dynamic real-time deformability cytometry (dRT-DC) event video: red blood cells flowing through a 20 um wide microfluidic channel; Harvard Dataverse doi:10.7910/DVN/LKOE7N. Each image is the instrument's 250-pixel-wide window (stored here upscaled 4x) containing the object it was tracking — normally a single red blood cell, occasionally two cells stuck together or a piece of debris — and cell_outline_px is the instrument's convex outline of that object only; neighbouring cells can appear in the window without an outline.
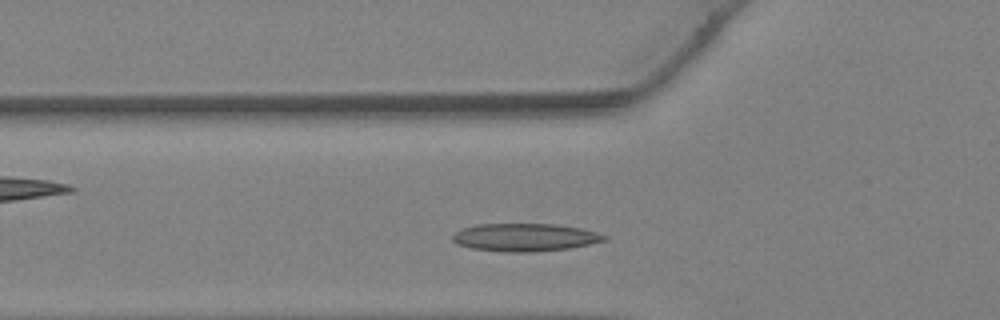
{"species": "Egyptian fruit bat (a non-hibernating species)", "species_latin": "Rousettus aegyptiacus", "temperature_condition": "warm", "stored_images_in_passage": 24, "camera_frame_rate_fps": 3000, "um_per_image_px": 0.085, "animal": {"sex": "female"}, "frame": {"image": 1, "passage_image": 2, "time_ms": 0.333, "image_size_px": [1000, 320], "cell_outline_px": [[608, 240], [568, 248], [532, 252], [504, 252], [472, 248], [456, 244], [452, 240], [452, 236], [456, 232], [464, 228], [476, 224], [556, 224], [580, 228], [596, 232], [608, 236]], "centroid_in_image_um": [44.61, 20.17], "position_along_channel_um": 81.2, "area_um2": 24.57}}
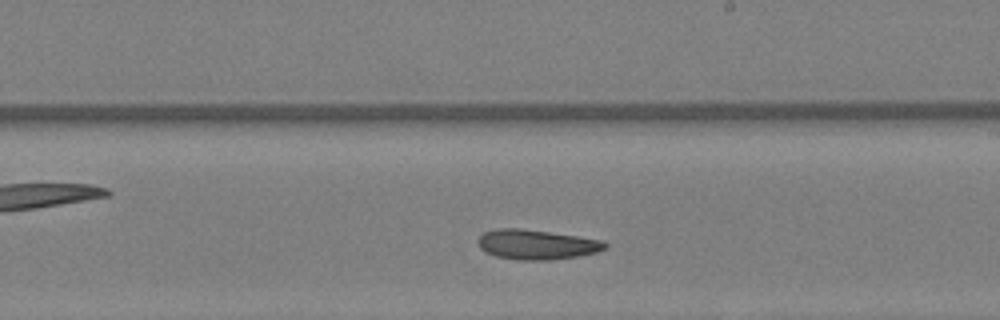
{"frame": {"image": 2, "passage_image": 11, "time_ms": 3.333, "image_size_px": [1000, 320], "cell_outline_px": [[608, 248], [596, 252], [576, 256], [548, 260], [516, 260], [496, 256], [480, 248], [476, 240], [484, 232], [496, 228], [520, 228], [604, 240], [608, 244]], "centroid_in_image_um": [45.6, 20.78], "position_along_channel_um": 243.4, "area_um2": 22.02}}
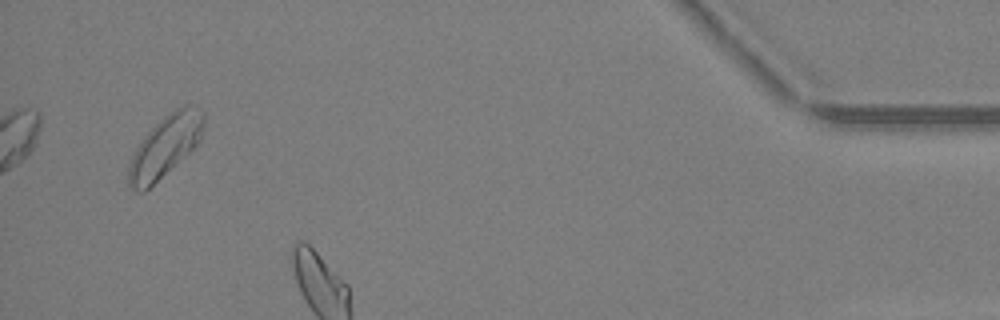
{"frame": {"image": 3, "passage_image": 23, "time_ms": 7.333, "image_size_px": [1000, 320], "cell_outline_px": [[204, 124], [200, 140], [188, 152], [144, 192], [136, 192], [128, 184], [128, 168], [132, 156], [136, 148], [148, 132], [164, 116], [176, 108], [184, 104], [188, 104], [204, 112]], "centroid_in_image_um": [14.03, 12.42], "position_along_channel_um": 421.2, "area_um2": 26.24}}